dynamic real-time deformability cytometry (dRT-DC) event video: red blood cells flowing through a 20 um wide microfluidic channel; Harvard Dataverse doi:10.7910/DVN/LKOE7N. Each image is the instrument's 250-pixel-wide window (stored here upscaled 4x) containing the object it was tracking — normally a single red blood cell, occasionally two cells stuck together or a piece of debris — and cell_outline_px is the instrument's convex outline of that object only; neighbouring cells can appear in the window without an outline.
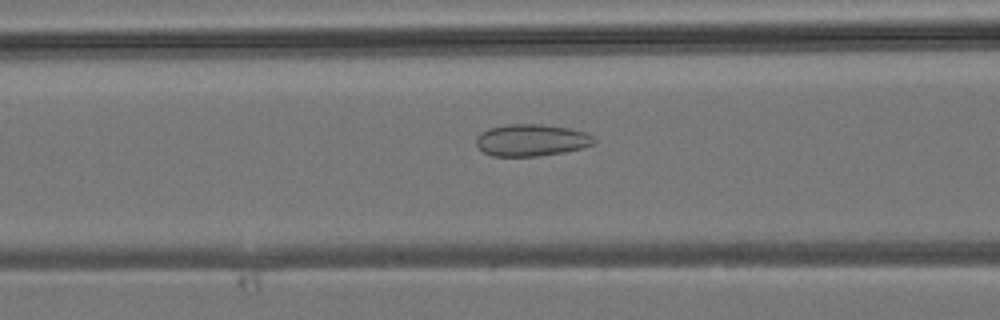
{"species": "common noctule bat (a hibernating species)", "species_latin": "Nyctalus noctula", "temperature_condition": "room temperature", "stored_images_in_passage": 36, "camera_frame_rate_fps": 3000, "um_per_image_px": 0.085, "animal": {"sex": "male", "body_mass_g": 19.2, "forearm_length_mm": 51.8}, "frame": {"image": 1, "passage_image": 9, "time_ms": 2.667, "image_size_px": [1000, 320], "cell_outline_px": [[596, 144], [584, 148], [564, 152], [536, 156], [492, 156], [484, 152], [476, 144], [476, 136], [480, 132], [488, 128], [508, 124], [540, 124], [568, 128], [584, 132], [592, 136], [596, 140]], "centroid_in_image_um": [45.17, 11.91], "position_along_channel_um": 121.4, "area_um2": 22.02}}
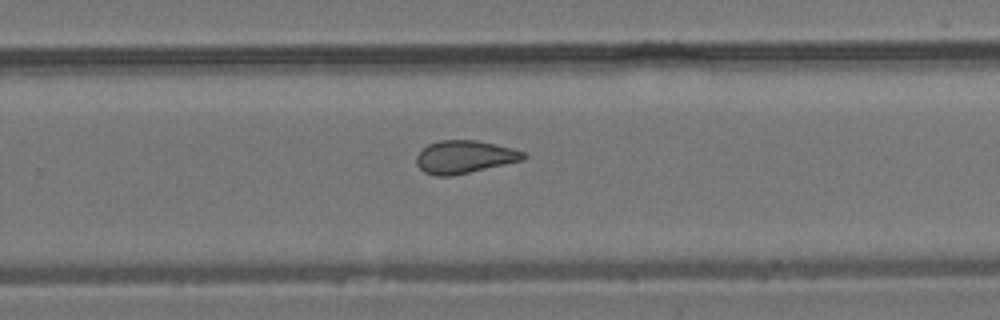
{"frame": {"image": 2, "passage_image": 20, "time_ms": 6.333, "image_size_px": [1000, 320], "cell_outline_px": [[528, 156], [524, 160], [452, 176], [436, 176], [424, 172], [416, 164], [416, 156], [428, 144], [440, 140], [476, 140], [496, 144], [512, 148], [524, 152]], "centroid_in_image_um": [39.49, 13.34], "position_along_channel_um": 290.3, "area_um2": 20.52}}
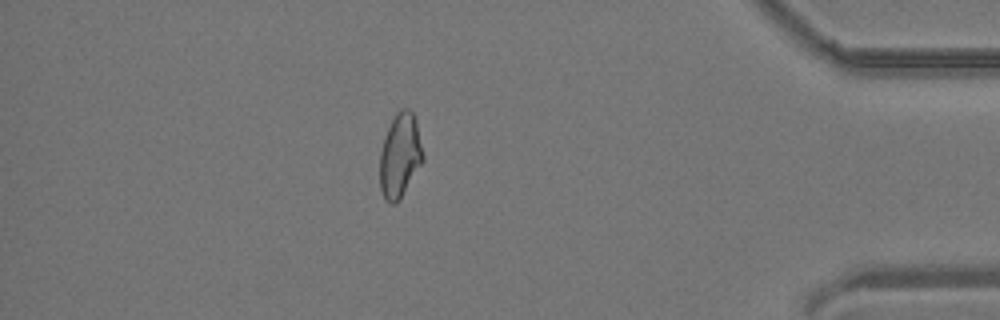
{"frame": {"image": 3, "passage_image": 30, "time_ms": 9.667, "image_size_px": [1000, 320], "cell_outline_px": [[424, 160], [400, 200], [396, 204], [392, 204], [384, 196], [380, 188], [380, 152], [388, 128], [396, 112], [400, 108], [408, 108], [412, 112], [416, 120], [424, 156]], "centroid_in_image_um": [34.01, 13.22], "position_along_channel_um": 401.2, "area_um2": 21.1}}